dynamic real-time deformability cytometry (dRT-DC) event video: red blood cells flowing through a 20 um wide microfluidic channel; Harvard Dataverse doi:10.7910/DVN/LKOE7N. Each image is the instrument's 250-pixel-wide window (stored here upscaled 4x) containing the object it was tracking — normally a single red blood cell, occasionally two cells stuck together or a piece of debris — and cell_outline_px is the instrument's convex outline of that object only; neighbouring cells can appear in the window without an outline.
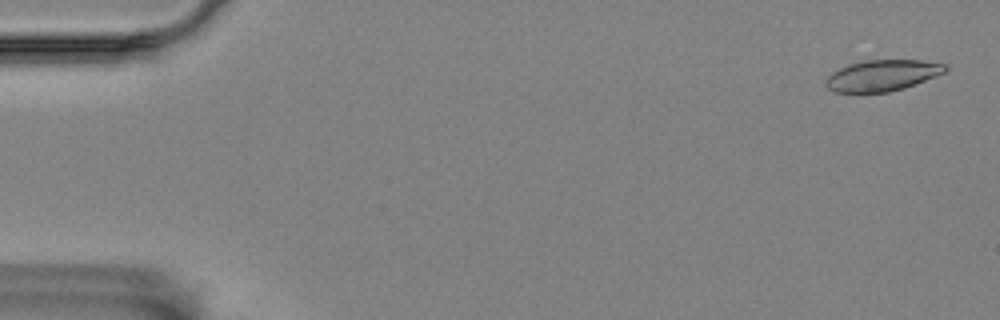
{"species": "Egyptian fruit bat (a non-hibernating species)", "species_latin": "Rousettus aegyptiacus", "temperature_condition": "room temperature", "stored_images_in_passage": 5, "camera_frame_rate_fps": 3000, "um_per_image_px": 0.085, "animal": {"sex": "female"}, "frame": {"image": 1, "passage_image": 1, "time_ms": 0.0, "image_size_px": [1000, 320], "cell_outline_px": [[948, 68], [944, 72], [936, 76], [904, 88], [888, 92], [832, 92], [824, 84], [824, 80], [832, 72], [840, 68], [864, 60], [920, 60], [948, 64]], "centroid_in_image_um": [74.99, 6.41], "position_along_channel_um": 10.0, "area_um2": 21.62}}
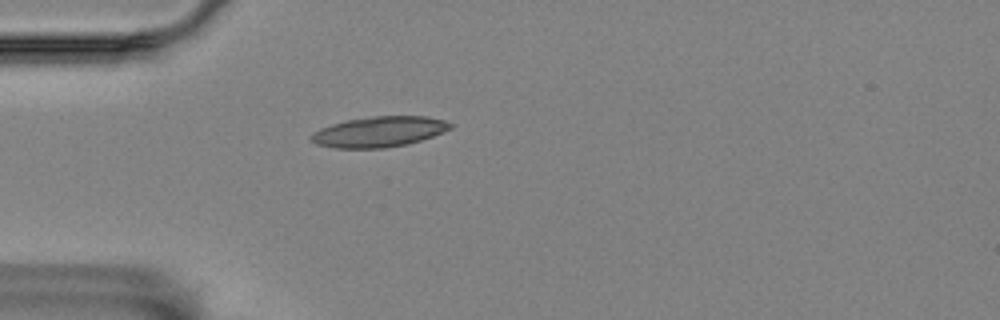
{"frame": {"image": 2, "passage_image": 5, "time_ms": 1.333, "image_size_px": [1000, 320], "cell_outline_px": [[452, 128], [432, 136], [408, 144], [384, 148], [332, 148], [316, 144], [308, 140], [308, 136], [312, 132], [320, 128], [332, 124], [348, 120], [372, 116], [428, 116], [444, 120], [452, 124]], "centroid_in_image_um": [32.17, 11.2], "position_along_channel_um": 52.8, "area_um2": 24.85}}